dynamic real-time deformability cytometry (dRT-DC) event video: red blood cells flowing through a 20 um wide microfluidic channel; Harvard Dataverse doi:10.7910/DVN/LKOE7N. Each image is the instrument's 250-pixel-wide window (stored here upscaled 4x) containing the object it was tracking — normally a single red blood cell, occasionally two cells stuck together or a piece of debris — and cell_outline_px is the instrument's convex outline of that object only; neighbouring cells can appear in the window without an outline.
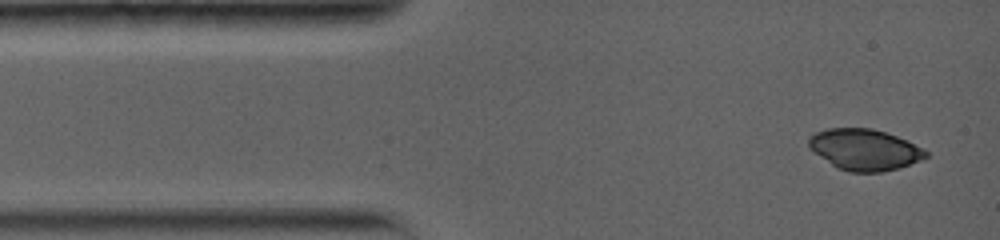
{"species": "common noctule bat (a hibernating species)", "species_latin": "Nyctalus noctula", "temperature_condition": "warm", "stored_images_in_passage": 4, "camera_frame_rate_fps": 5000, "um_per_image_px": 0.085, "animal": {"sex": "female", "body_mass_g": 19.0, "forearm_length_mm": 56.7}, "frame": {"image": 1, "passage_image": 1, "time_ms": 0.0, "image_size_px": [1000, 240], "cell_outline_px": [[928, 156], [908, 164], [896, 168], [880, 172], [848, 172], [836, 168], [808, 148], [808, 140], [816, 132], [828, 128], [872, 128], [896, 136], [924, 148], [928, 152]], "centroid_in_image_um": [73.45, 12.72], "position_along_channel_um": 11.6, "area_um2": 27.86}}